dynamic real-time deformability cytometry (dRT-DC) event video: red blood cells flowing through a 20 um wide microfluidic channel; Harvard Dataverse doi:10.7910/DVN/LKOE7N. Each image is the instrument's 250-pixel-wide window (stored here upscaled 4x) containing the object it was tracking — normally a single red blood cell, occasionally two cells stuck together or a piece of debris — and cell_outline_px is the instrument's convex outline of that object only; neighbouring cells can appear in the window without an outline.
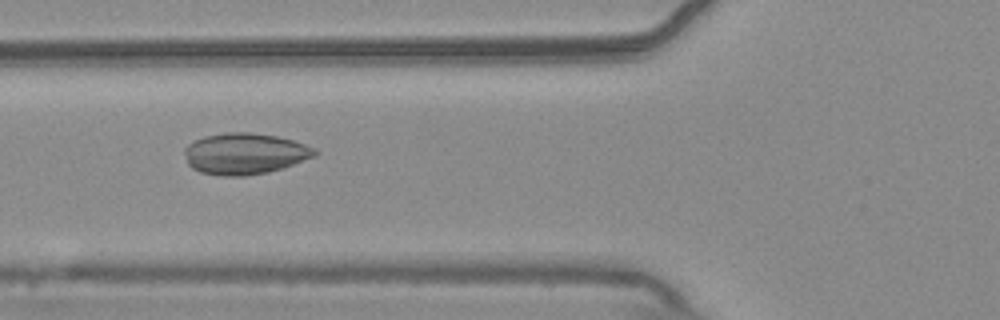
{"species": "common noctule bat (a hibernating species)", "species_latin": "Nyctalus noctula", "temperature_condition": "warm", "stored_images_in_passage": 38, "camera_frame_rate_fps": 3000, "um_per_image_px": 0.085, "animal": {"sex": "male", "body_mass_g": 20.4}, "frame": {"image": 1, "passage_image": 9, "time_ms": 2.667, "image_size_px": [1000, 320], "cell_outline_px": [[320, 152], [316, 156], [284, 168], [268, 172], [244, 176], [224, 176], [200, 172], [192, 168], [188, 164], [184, 152], [184, 148], [188, 144], [204, 136], [224, 132], [248, 132], [276, 136], [292, 140], [316, 148]], "centroid_in_image_um": [20.83, 13.06], "position_along_channel_um": 105.0, "area_um2": 31.5}}
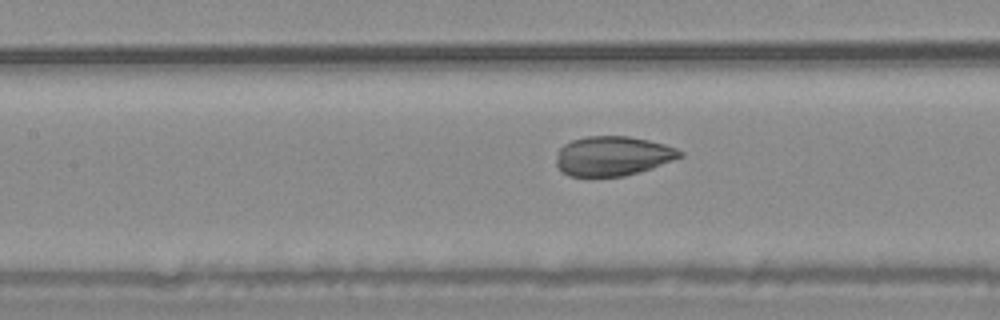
{"frame": {"image": 2, "passage_image": 13, "time_ms": 4.0, "image_size_px": [1000, 320], "cell_outline_px": [[684, 156], [652, 168], [624, 176], [568, 176], [560, 172], [556, 164], [556, 156], [560, 148], [564, 144], [572, 140], [584, 136], [628, 136], [648, 140], [664, 144], [676, 148], [684, 152]], "centroid_in_image_um": [52.07, 13.26], "position_along_channel_um": 155.3, "area_um2": 28.67}}
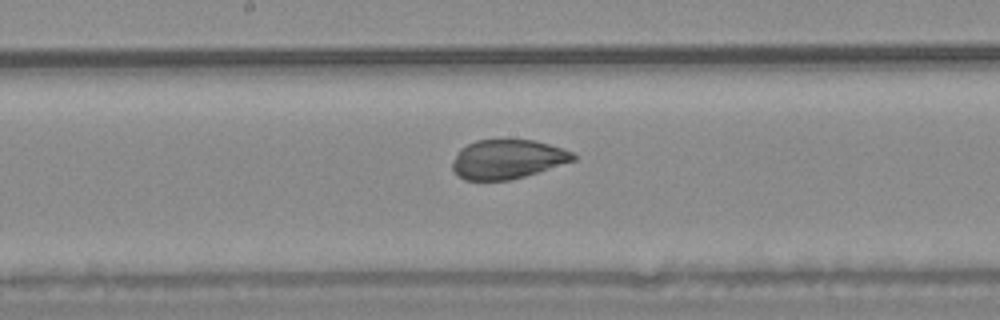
{"frame": {"image": 3, "passage_image": 17, "time_ms": 5.333, "image_size_px": [1000, 320], "cell_outline_px": [[576, 160], [512, 180], [464, 180], [452, 168], [452, 164], [460, 148], [476, 140], [532, 140], [548, 144], [572, 152], [576, 156]], "centroid_in_image_um": [43.13, 13.54], "position_along_channel_um": 205.1, "area_um2": 27.28}, "authors_computed_cell_mechanics": {"area_um2": 29.0734, "velocity_mm_per_s": 3.7465, "shape_relaxation_time_tau1_ms": 3.7734, "shape_relaxation_time_tau2_ms": null, "deformation_change_tau1": 0.0523, "deformation_change_tau2": null}}